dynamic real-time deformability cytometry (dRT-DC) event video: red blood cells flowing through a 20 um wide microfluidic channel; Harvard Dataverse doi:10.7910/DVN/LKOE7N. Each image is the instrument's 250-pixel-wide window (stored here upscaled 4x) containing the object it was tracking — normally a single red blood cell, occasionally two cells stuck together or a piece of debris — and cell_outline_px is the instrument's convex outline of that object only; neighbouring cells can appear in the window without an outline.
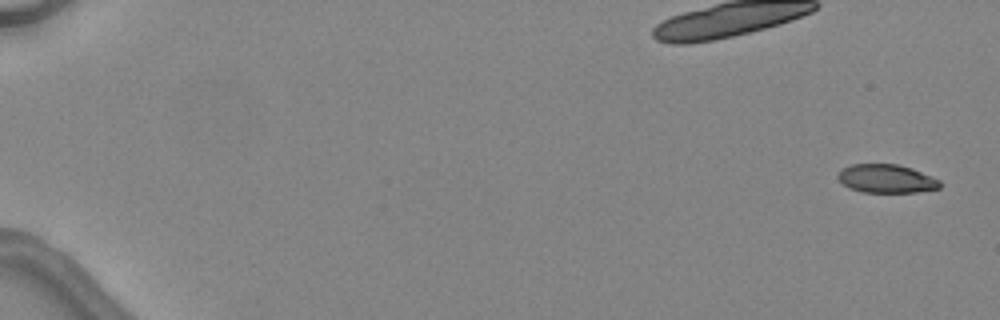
{"species": "common noctule bat (a hibernating species)", "species_latin": "Nyctalus noctula", "temperature_condition": "warm", "stored_images_in_passage": 5, "camera_frame_rate_fps": 3000, "um_per_image_px": 0.085, "animal": {"sex": "female", "body_mass_g": 24.6, "forearm_length_mm": 56.2}, "frame": {"image": 1, "passage_image": 1, "time_ms": 0.0, "image_size_px": [1000, 320], "cell_outline_px": [[940, 188], [916, 192], [864, 192], [848, 188], [836, 176], [844, 168], [852, 164], [896, 164], [912, 168], [940, 180]], "centroid_in_image_um": [75.35, 15.19], "position_along_channel_um": 9.7, "area_um2": 16.76}}
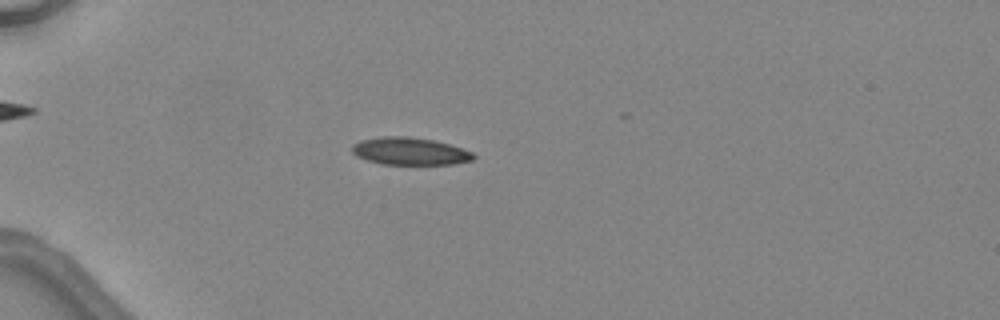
{"frame": {"image": 2, "passage_image": 5, "time_ms": 4.667, "image_size_px": [1000, 320], "cell_outline_px": [[476, 156], [472, 160], [452, 164], [380, 164], [356, 156], [352, 152], [352, 144], [360, 140], [380, 136], [408, 136], [436, 140], [472, 152]], "centroid_in_image_um": [34.8, 12.84], "position_along_channel_um": 50.2, "area_um2": 19.48}}